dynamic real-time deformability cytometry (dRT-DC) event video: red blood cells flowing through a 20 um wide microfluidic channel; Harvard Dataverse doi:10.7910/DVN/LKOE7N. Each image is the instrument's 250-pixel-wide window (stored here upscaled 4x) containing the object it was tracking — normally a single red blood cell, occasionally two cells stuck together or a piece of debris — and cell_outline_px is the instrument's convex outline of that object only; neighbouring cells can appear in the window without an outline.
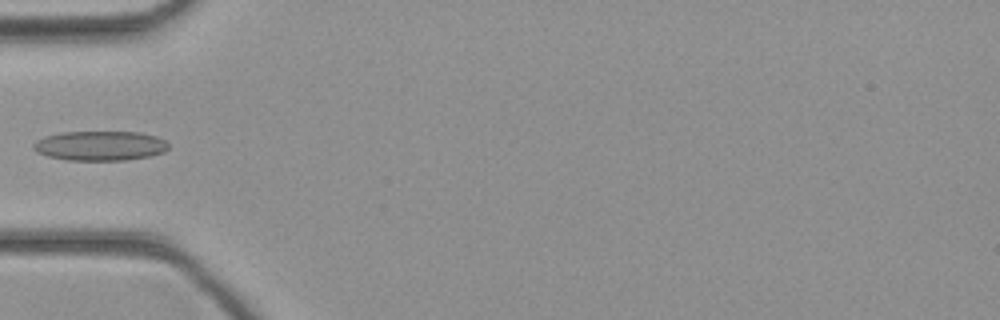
{"species": "common noctule bat (a hibernating species)", "species_latin": "Nyctalus noctula", "temperature_condition": "cold", "stored_images_in_passage": 30, "camera_frame_rate_fps": 3000, "um_per_image_px": 0.085, "animal": {"sex": "female", "body_mass_g": 21.9}, "frame": {"image": 1, "passage_image": 1, "time_ms": 0.0, "image_size_px": [1000, 320], "cell_outline_px": [[168, 148], [164, 152], [148, 156], [124, 160], [64, 160], [48, 156], [36, 152], [32, 148], [32, 144], [36, 140], [44, 136], [60, 132], [140, 132], [156, 136], [164, 140], [168, 144]], "centroid_in_image_um": [8.46, 12.38], "position_along_channel_um": 76.5, "area_um2": 23.41}}
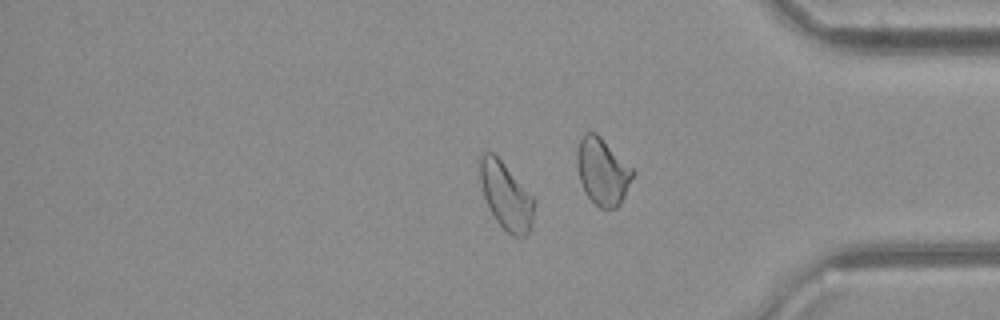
{"frame": {"image": 2, "passage_image": 22, "time_ms": 7.0, "image_size_px": [1000, 320], "cell_outline_px": [[536, 204], [532, 228], [524, 236], [512, 236], [496, 220], [484, 196], [480, 180], [480, 156], [484, 152], [492, 152], [504, 164], [536, 200]], "centroid_in_image_um": [43.05, 16.68], "position_along_channel_um": 392.1, "area_um2": 20.92}}